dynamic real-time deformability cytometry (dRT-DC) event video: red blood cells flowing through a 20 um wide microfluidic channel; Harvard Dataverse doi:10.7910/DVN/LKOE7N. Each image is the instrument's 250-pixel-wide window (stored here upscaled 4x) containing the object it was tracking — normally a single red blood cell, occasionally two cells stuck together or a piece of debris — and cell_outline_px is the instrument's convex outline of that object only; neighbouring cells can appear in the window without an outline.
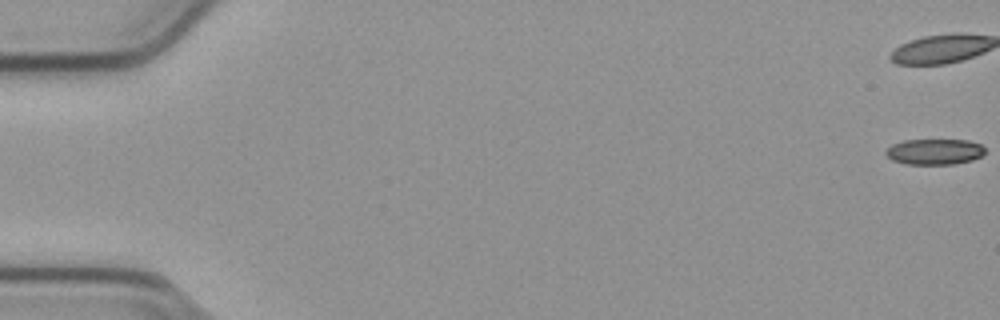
{"species": "common noctule bat (a hibernating species)", "species_latin": "Nyctalus noctula", "temperature_condition": "cold", "stored_images_in_passage": 55, "camera_frame_rate_fps": 3000, "um_per_image_px": 0.085, "animal": {"sex": "male", "body_mass_g": 23.1, "forearm_length_mm": 52.7}, "frame": {"image": 1, "passage_image": 1, "time_ms": 0.0, "image_size_px": [1000, 320], "cell_outline_px": [[984, 152], [980, 156], [972, 160], [956, 164], [908, 164], [892, 160], [884, 152], [892, 144], [904, 140], [968, 140], [980, 144], [984, 148]], "centroid_in_image_um": [79.43, 12.89], "position_along_channel_um": 5.6, "area_um2": 14.8}}